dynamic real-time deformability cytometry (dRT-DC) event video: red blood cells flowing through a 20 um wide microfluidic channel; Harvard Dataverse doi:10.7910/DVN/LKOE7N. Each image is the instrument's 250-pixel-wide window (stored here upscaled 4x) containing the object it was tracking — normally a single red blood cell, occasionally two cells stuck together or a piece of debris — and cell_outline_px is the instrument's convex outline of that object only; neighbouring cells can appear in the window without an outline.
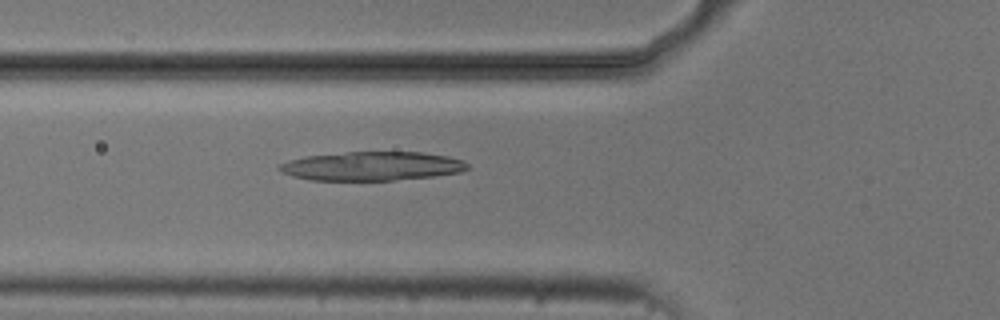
{"species": "common noctule bat (a hibernating species)", "species_latin": "Nyctalus noctula", "temperature_condition": "cold", "stored_images_in_passage": 5, "camera_frame_rate_fps": 3000, "um_per_image_px": 0.085, "animal": {"sex": "male", "body_mass_g": 20.5, "forearm_length_mm": 52.5}, "frame": {"image": 1, "passage_image": 5, "time_ms": 5.333, "image_size_px": [1000, 320], "cell_outline_px": [[468, 168], [460, 172], [432, 176], [392, 180], [308, 180], [292, 176], [280, 172], [276, 168], [280, 164], [288, 160], [304, 156], [348, 152], [424, 152], [448, 156], [464, 160], [468, 164]], "centroid_in_image_um": [31.58, 14.11], "position_along_channel_um": 94.2, "area_um2": 31.79}}